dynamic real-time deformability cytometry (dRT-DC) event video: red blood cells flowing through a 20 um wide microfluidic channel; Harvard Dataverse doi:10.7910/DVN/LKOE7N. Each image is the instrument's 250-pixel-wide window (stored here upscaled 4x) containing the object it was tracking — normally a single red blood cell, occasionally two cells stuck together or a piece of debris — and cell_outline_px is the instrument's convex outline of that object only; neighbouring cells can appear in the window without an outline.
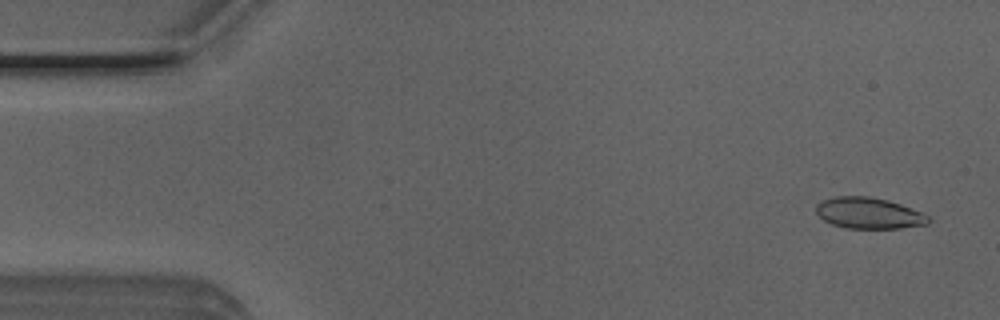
{"species": "Egyptian fruit bat (a non-hibernating species)", "species_latin": "Rousettus aegyptiacus", "temperature_condition": "room temperature", "stored_images_in_passage": 9, "camera_frame_rate_fps": 3000, "um_per_image_px": 0.085, "animal": {"sex": "male"}, "frame": {"image": 1, "passage_image": 3, "time_ms": 0.667, "image_size_px": [1000, 320], "cell_outline_px": [[932, 220], [928, 224], [900, 228], [844, 228], [832, 224], [824, 220], [816, 212], [816, 204], [824, 200], [836, 196], [868, 196], [888, 200], [900, 204], [920, 212], [928, 216]], "centroid_in_image_um": [73.85, 18.12], "position_along_channel_um": 11.2, "area_um2": 20.29}}